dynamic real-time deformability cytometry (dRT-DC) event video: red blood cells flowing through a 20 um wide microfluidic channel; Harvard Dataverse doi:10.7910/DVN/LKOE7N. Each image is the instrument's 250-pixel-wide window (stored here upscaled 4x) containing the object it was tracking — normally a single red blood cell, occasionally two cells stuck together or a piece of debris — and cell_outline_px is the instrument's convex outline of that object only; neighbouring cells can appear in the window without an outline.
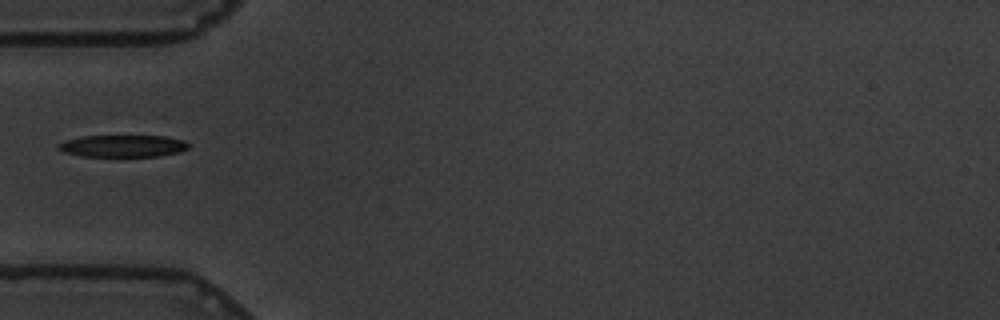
{"species": "common noctule bat (a hibernating species)", "species_latin": "Nyctalus noctula", "temperature_condition": "warm", "stored_images_in_passage": 40, "camera_frame_rate_fps": 3000, "um_per_image_px": 0.085, "animal": {"sex": "male", "body_mass_g": 19.5, "forearm_length_mm": 54.6}, "frame": {"image": 1, "passage_image": 1, "time_ms": 0.0, "image_size_px": [1000, 320], "cell_outline_px": [[192, 144], [188, 148], [180, 152], [160, 156], [84, 156], [64, 152], [56, 148], [56, 144], [64, 140], [84, 136], [164, 136], [184, 140]], "centroid_in_image_um": [10.46, 12.4], "position_along_channel_um": 74.5, "area_um2": 16.82}}
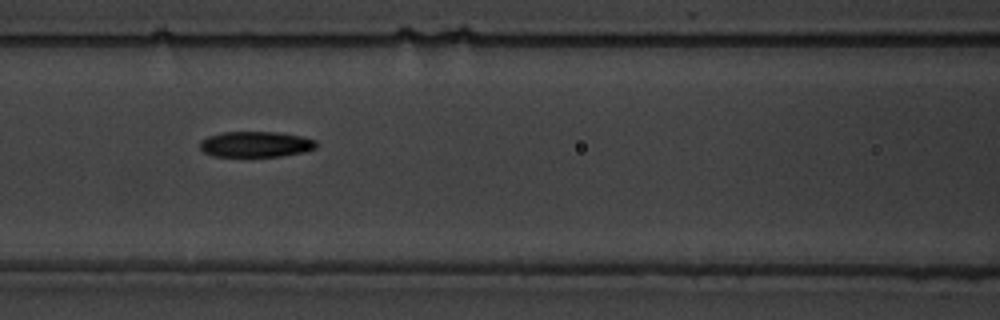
{"frame": {"image": 2, "passage_image": 7, "time_ms": 2.0, "image_size_px": [1000, 320], "cell_outline_px": [[316, 148], [304, 152], [280, 156], [212, 156], [204, 152], [200, 148], [200, 140], [208, 136], [220, 132], [276, 132], [300, 136], [316, 140]], "centroid_in_image_um": [21.71, 12.26], "position_along_channel_um": 144.9, "area_um2": 17.4}}
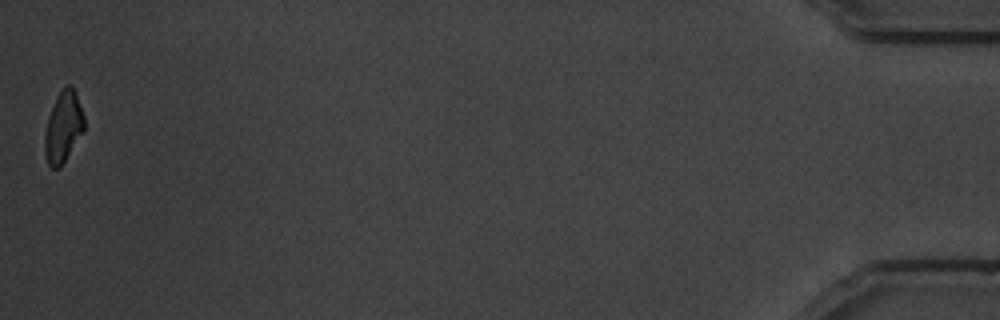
{"frame": {"image": 3, "passage_image": 40, "time_ms": 13.0, "image_size_px": [1000, 320], "cell_outline_px": [[84, 132], [60, 168], [52, 168], [48, 164], [44, 152], [44, 132], [48, 116], [56, 96], [68, 84], [72, 84], [76, 92], [84, 116]], "centroid_in_image_um": [5.37, 10.8], "position_along_channel_um": 429.8, "area_um2": 16.59}}